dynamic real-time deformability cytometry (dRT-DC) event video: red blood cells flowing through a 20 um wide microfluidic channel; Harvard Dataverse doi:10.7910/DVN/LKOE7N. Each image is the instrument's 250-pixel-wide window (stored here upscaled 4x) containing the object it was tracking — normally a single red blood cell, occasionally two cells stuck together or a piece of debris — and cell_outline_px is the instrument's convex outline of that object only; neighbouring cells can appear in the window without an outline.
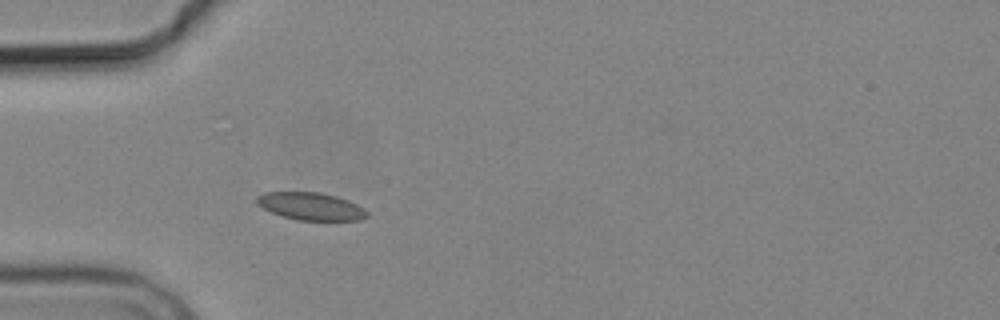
{"species": "common noctule bat (a hibernating species)", "species_latin": "Nyctalus noctula", "temperature_condition": "cold", "stored_images_in_passage": 3, "camera_frame_rate_fps": 3000, "um_per_image_px": 0.085, "animal": {"sex": "male", "body_mass_g": 19.2, "forearm_length_mm": 51.8}, "frame": {"image": 1, "passage_image": 3, "time_ms": 2.333, "image_size_px": [1000, 320], "cell_outline_px": [[368, 216], [360, 220], [296, 220], [272, 212], [256, 204], [256, 196], [264, 192], [320, 192], [336, 196], [348, 200], [364, 208], [368, 212]], "centroid_in_image_um": [26.42, 17.53], "position_along_channel_um": 58.6, "area_um2": 17.69}}